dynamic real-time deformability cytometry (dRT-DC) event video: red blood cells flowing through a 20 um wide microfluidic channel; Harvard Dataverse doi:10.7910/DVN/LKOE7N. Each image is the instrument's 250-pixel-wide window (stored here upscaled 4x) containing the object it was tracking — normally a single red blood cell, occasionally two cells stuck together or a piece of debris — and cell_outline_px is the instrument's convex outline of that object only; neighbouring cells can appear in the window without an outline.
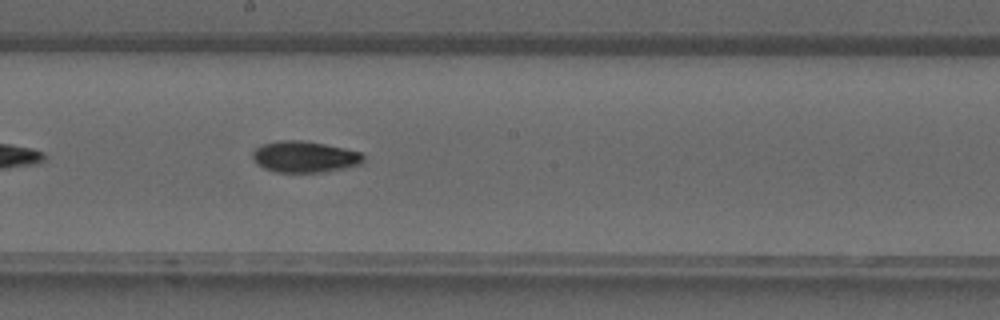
{"species": "common noctule bat (a hibernating species)", "species_latin": "Nyctalus noctula", "temperature_condition": "warm", "stored_images_in_passage": 24, "camera_frame_rate_fps": 3000, "um_per_image_px": 0.085, "animal": {"sex": "male", "forearm_length_mm": 52.5}, "frame": {"image": 1, "passage_image": 17, "time_ms": 5.333, "image_size_px": [1000, 320], "cell_outline_px": [[364, 160], [360, 164], [328, 172], [276, 172], [264, 168], [256, 164], [252, 156], [252, 152], [256, 148], [264, 144], [280, 140], [300, 140], [324, 144], [344, 148], [360, 152], [364, 156]], "centroid_in_image_um": [25.89, 13.33], "position_along_channel_um": 222.3, "area_um2": 20.17}}